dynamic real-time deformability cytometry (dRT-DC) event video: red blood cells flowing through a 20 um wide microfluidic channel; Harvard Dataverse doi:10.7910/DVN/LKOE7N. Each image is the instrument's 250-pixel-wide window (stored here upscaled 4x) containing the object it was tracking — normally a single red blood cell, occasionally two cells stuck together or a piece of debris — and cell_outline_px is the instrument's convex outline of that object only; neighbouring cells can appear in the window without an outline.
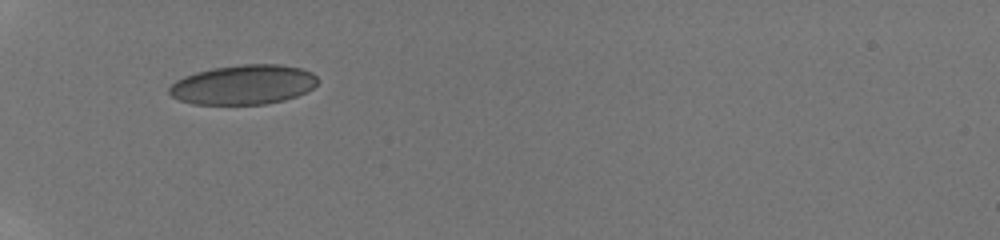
{"species": "human", "species_latin": "Homo sapiens", "temperature_condition": "room temperature", "stored_images_in_passage": 2, "camera_frame_rate_fps": 3000, "um_per_image_px": 0.085, "donor": {"sex": "male"}, "frame": {"image": 1, "passage_image": 1, "time_ms": 0.0, "image_size_px": [1000, 240], "cell_outline_px": [[316, 84], [312, 88], [296, 96], [284, 100], [264, 104], [192, 104], [180, 100], [172, 96], [168, 92], [168, 88], [176, 80], [184, 76], [196, 72], [212, 68], [240, 64], [280, 64], [300, 68], [312, 72], [316, 76]], "centroid_in_image_um": [20.66, 7.19], "position_along_channel_um": 64.3, "area_um2": 34.22}}